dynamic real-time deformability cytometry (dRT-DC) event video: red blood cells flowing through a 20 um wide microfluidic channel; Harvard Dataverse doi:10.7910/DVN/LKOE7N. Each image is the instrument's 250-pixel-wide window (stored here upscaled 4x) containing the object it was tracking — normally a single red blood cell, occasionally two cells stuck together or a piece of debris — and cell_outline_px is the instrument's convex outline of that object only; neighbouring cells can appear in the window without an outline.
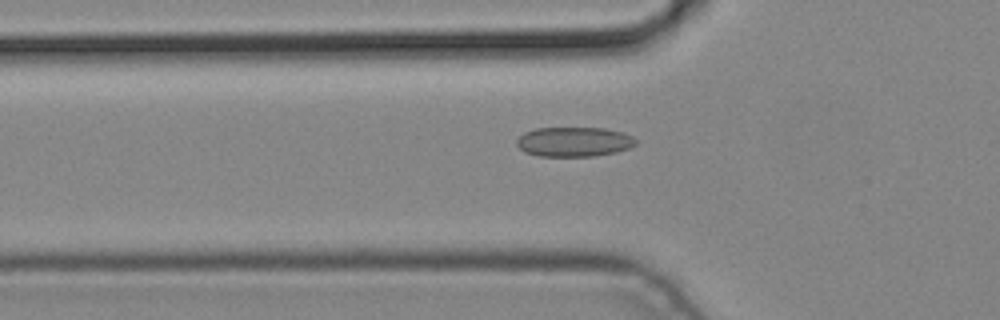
{"species": "common noctule bat (a hibernating species)", "species_latin": "Nyctalus noctula", "temperature_condition": "cold", "stored_images_in_passage": 3, "camera_frame_rate_fps": 3000, "um_per_image_px": 0.085, "animal": {"sex": "male", "body_mass_g": 19.2, "forearm_length_mm": 51.8}, "frame": {"image": 1, "passage_image": 2, "time_ms": 0.333, "image_size_px": [1000, 320], "cell_outline_px": [[640, 140], [636, 144], [628, 148], [616, 152], [596, 156], [536, 156], [524, 152], [516, 144], [516, 140], [524, 132], [536, 128], [604, 128], [620, 132], [632, 136]], "centroid_in_image_um": [48.79, 12.06], "position_along_channel_um": 77.0, "area_um2": 20.69}}